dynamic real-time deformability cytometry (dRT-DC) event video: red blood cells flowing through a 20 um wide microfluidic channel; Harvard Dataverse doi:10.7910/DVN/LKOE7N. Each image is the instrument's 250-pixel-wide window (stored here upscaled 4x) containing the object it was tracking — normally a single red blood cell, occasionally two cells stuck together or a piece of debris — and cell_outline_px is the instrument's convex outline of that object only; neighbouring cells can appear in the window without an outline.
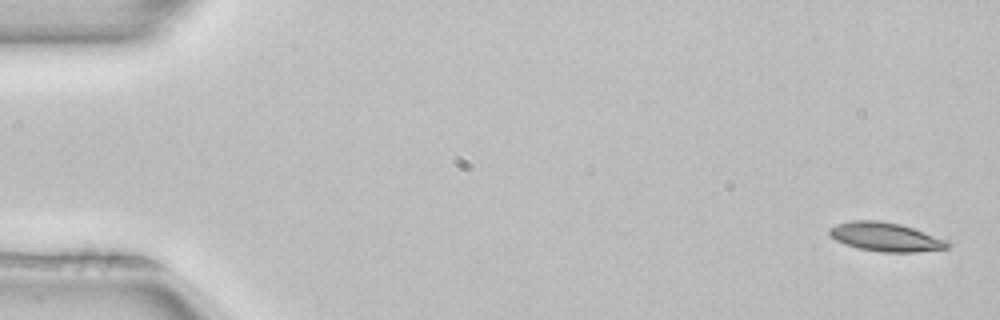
{"species": "common noctule bat (a hibernating species)", "species_latin": "Nyctalus noctula", "temperature_condition": "room temperature", "stored_images_in_passage": 4, "camera_frame_rate_fps": 3000, "um_per_image_px": 0.085, "animal": {"sex": "female", "body_mass_g": 22.7, "forearm_length_mm": 54.2}, "frame": {"image": 1, "passage_image": 1, "time_ms": 0.0, "image_size_px": [1000, 320], "cell_outline_px": [[952, 244], [948, 248], [916, 252], [880, 252], [860, 248], [844, 244], [836, 240], [828, 232], [828, 228], [836, 224], [852, 220], [880, 220], [900, 224], [948, 240]], "centroid_in_image_um": [75.28, 20.13], "position_along_channel_um": 9.7, "area_um2": 19.88}}
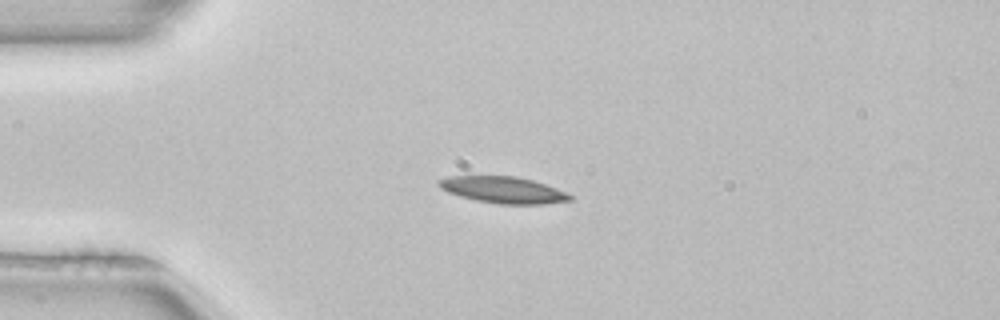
{"frame": {"image": 2, "passage_image": 3, "time_ms": 0.667, "image_size_px": [1000, 320], "cell_outline_px": [[572, 200], [544, 204], [500, 204], [476, 200], [460, 196], [448, 192], [440, 188], [436, 184], [436, 180], [448, 176], [516, 176], [532, 180], [556, 188], [572, 196]], "centroid_in_image_um": [42.72, 16.13], "position_along_channel_um": 42.3, "area_um2": 20.23}}